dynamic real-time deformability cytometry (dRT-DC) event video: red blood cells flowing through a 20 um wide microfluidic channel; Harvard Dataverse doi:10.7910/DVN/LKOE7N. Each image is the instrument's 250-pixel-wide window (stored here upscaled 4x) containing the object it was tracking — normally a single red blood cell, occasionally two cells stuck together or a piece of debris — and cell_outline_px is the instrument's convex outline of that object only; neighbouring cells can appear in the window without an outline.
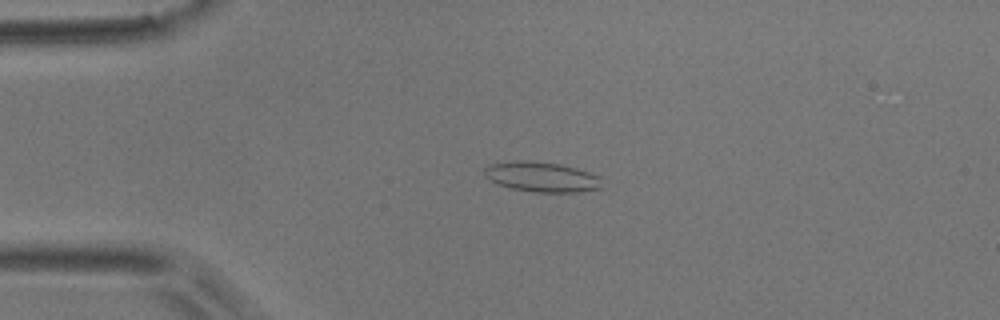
{"species": "common noctule bat (a hibernating species)", "species_latin": "Nyctalus noctula", "temperature_condition": "room temperature", "stored_images_in_passage": 44, "camera_frame_rate_fps": 3000, "um_per_image_px": 0.085, "animal": {"sex": "male", "body_mass_g": 17.9}, "frame": {"image": 1, "passage_image": 3, "time_ms": 0.667, "image_size_px": [1000, 320], "cell_outline_px": [[608, 188], [580, 192], [532, 192], [512, 188], [488, 180], [484, 176], [484, 168], [492, 164], [516, 160], [520, 160], [560, 164], [576, 168], [600, 176]], "centroid_in_image_um": [46.14, 15.06], "position_along_channel_um": 38.9, "area_um2": 20.87}}
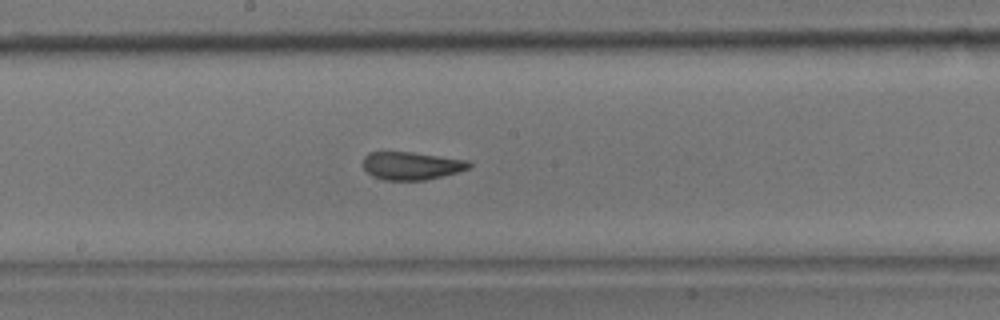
{"frame": {"image": 2, "passage_image": 19, "time_ms": 6.0, "image_size_px": [1000, 320], "cell_outline_px": [[472, 164], [468, 168], [456, 172], [424, 180], [384, 180], [372, 176], [364, 168], [364, 156], [368, 152], [412, 152], [468, 160]], "centroid_in_image_um": [34.95, 14.08], "position_along_channel_um": 213.3, "area_um2": 17.05}}
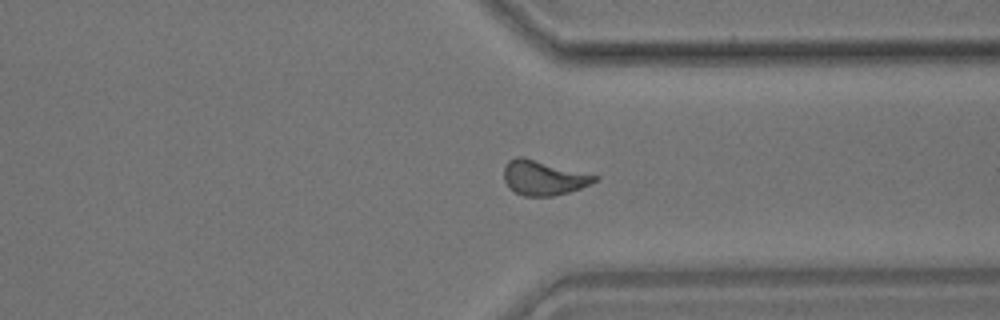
{"frame": {"image": 3, "passage_image": 31, "time_ms": 10.0, "image_size_px": [1000, 320], "cell_outline_px": [[600, 180], [580, 188], [568, 192], [552, 196], [524, 196], [508, 188], [504, 180], [504, 164], [508, 160], [516, 156], [524, 156], [600, 176]], "centroid_in_image_um": [46.19, 15.09], "position_along_channel_um": 365.2, "area_um2": 18.67}, "authors_computed_cell_mechanics": {"area_um2": 18.0625, "velocity_mm_per_s": 3.8058, "shape_relaxation_time_tau1_ms": 11.3172, "shape_relaxation_time_tau2_ms": 1.5014, "deformation_change_tau1": 0.2246, "deformation_change_tau2": 0.0946}}